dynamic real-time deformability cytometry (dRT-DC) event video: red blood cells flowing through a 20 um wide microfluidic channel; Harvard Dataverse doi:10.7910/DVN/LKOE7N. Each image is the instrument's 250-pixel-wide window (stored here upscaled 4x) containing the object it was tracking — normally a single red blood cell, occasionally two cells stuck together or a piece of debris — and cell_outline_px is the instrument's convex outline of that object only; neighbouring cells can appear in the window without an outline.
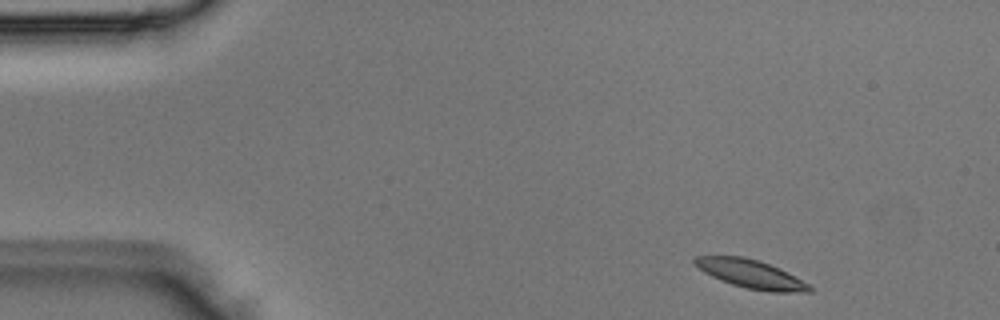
{"species": "Egyptian fruit bat (a non-hibernating species)", "species_latin": "Rousettus aegyptiacus", "temperature_condition": "room temperature", "stored_images_in_passage": 4, "segment_of_instrument_passage": [1, 2], "camera_frame_rate_fps": 3000, "um_per_image_px": 0.085, "animal": {"sex": "male"}, "frame": {"image": 1, "passage_image": 1, "time_ms": 0.0, "image_size_px": [1000, 320], "cell_outline_px": [[812, 292], [768, 292], [744, 288], [720, 280], [704, 272], [692, 264], [692, 260], [696, 256], [744, 256], [780, 268], [812, 284]], "centroid_in_image_um": [63.85, 23.3], "position_along_channel_um": 21.2, "area_um2": 19.31}}
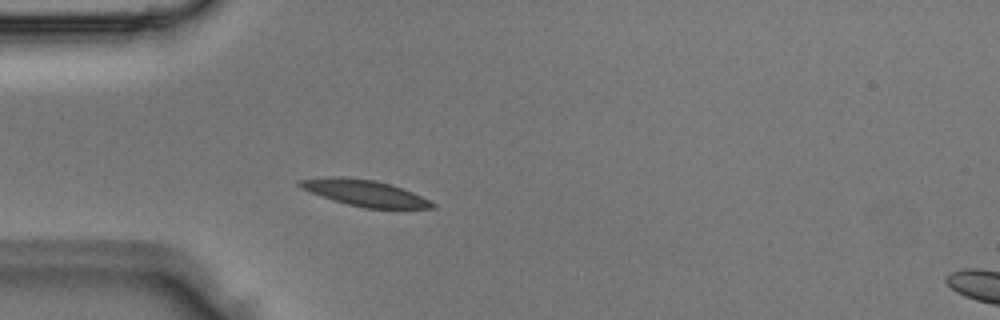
{"frame": {"image": 2, "passage_image": 3, "time_ms": 0.667, "image_size_px": [1000, 320], "cell_outline_px": [[436, 208], [364, 208], [348, 204], [300, 188], [296, 184], [300, 180], [332, 176], [376, 180], [412, 192], [436, 204]], "centroid_in_image_um": [31.01, 16.4], "position_along_channel_um": 54.0, "area_um2": 19.65}}